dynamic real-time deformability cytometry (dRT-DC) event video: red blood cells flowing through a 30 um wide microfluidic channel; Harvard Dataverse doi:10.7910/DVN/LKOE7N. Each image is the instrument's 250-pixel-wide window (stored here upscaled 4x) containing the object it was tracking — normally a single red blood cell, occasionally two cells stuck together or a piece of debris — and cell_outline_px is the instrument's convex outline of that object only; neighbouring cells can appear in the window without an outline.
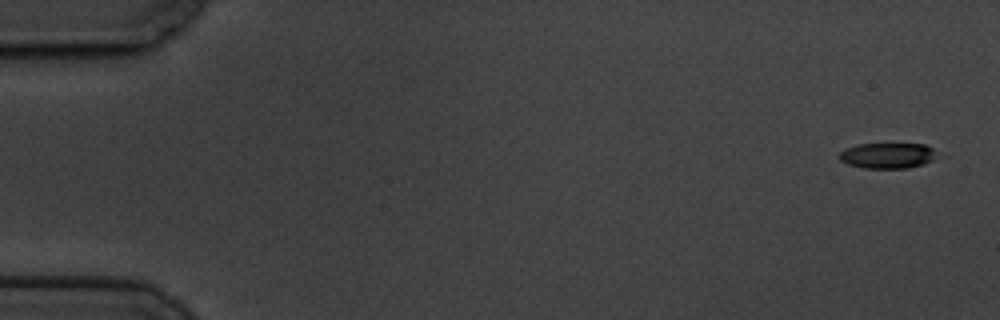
{"species": "common noctule bat (a hibernating species)", "species_latin": "Nyctalus noctula", "temperature_condition": "cold", "stored_images_in_passage": 6, "segment_of_instrument_passage": [1, 2], "camera_frame_rate_fps": 3000, "um_per_image_px": 0.085, "animal": {"sex": "male", "body_mass_g": 19.5, "forearm_length_mm": 54.6}, "frame": {"image": 1, "passage_image": 1, "time_ms": 0.0, "image_size_px": [1000, 320], "cell_outline_px": [[948, 156], [924, 164], [908, 168], [864, 168], [848, 164], [840, 160], [836, 156], [844, 148], [860, 144], [924, 144]], "centroid_in_image_um": [75.57, 13.22], "position_along_channel_um": 9.4, "area_um2": 15.2}}
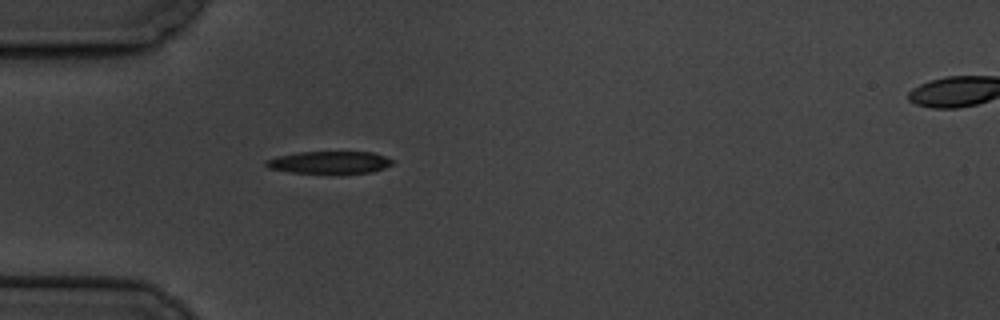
{"frame": {"image": 2, "passage_image": 5, "time_ms": 5.333, "image_size_px": [1000, 320], "cell_outline_px": [[396, 160], [392, 164], [384, 168], [372, 172], [292, 172], [268, 168], [264, 164], [264, 160], [276, 156], [300, 152], [372, 152]], "centroid_in_image_um": [28.0, 13.78], "position_along_channel_um": 57.0, "area_um2": 16.18}}